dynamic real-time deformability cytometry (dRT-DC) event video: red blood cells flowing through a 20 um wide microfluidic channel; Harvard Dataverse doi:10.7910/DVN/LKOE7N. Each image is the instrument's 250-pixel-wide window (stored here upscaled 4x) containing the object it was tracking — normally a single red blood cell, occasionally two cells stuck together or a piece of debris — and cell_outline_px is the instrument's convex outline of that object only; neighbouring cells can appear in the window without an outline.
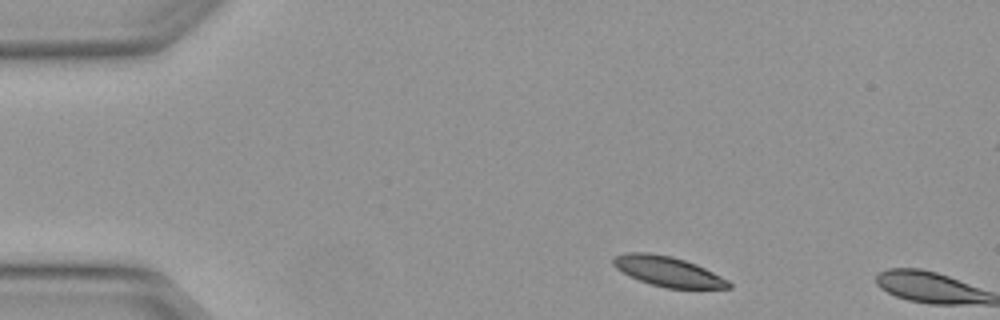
{"species": "Egyptian fruit bat (a non-hibernating species)", "species_latin": "Rousettus aegyptiacus", "temperature_condition": "warm", "stored_images_in_passage": 2, "camera_frame_rate_fps": 3000, "um_per_image_px": 0.085, "animal": {"sex": "female"}, "frame": {"image": 1, "passage_image": 1, "time_ms": 0.0, "image_size_px": [1000, 320], "cell_outline_px": [[732, 288], [668, 288], [652, 284], [628, 276], [616, 268], [612, 264], [612, 260], [616, 256], [624, 252], [648, 252], [672, 256], [696, 264], [728, 280], [732, 284]], "centroid_in_image_um": [56.75, 23.06], "position_along_channel_um": 28.3, "area_um2": 20.06}}